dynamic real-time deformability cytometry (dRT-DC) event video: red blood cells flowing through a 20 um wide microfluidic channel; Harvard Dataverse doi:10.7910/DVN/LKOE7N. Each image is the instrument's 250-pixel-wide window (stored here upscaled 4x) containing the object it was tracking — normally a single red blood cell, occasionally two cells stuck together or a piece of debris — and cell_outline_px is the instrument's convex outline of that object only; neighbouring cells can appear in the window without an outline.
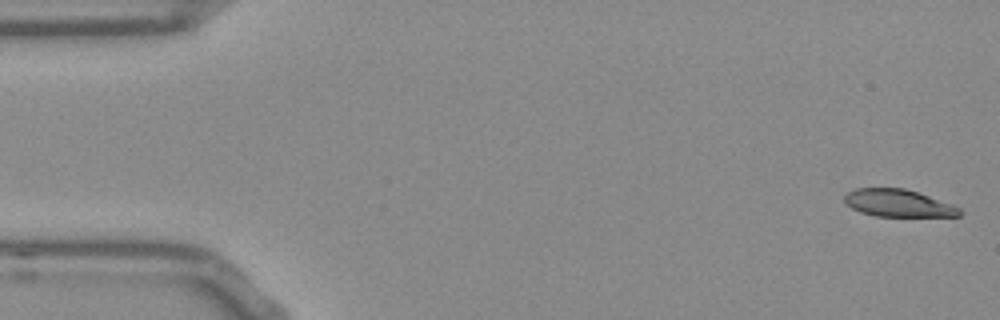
{"species": "Egyptian fruit bat (a non-hibernating species)", "species_latin": "Rousettus aegyptiacus", "temperature_condition": "room temperature", "stored_images_in_passage": 53, "camera_frame_rate_fps": 3000, "um_per_image_px": 0.085, "frame": {"image": 1, "passage_image": 1, "time_ms": 0.0, "image_size_px": [1000, 320], "cell_outline_px": [[964, 212], [960, 216], [876, 216], [860, 212], [844, 204], [844, 196], [848, 192], [856, 188], [904, 188], [952, 204], [960, 208]], "centroid_in_image_um": [76.34, 17.27], "position_along_channel_um": 8.7, "area_um2": 18.32}}
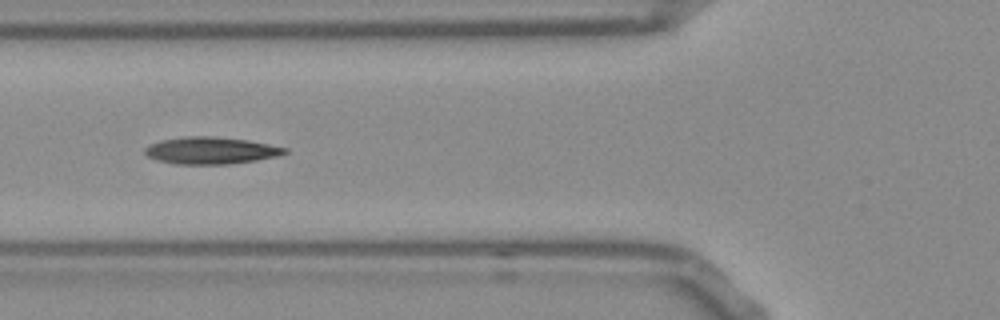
{"frame": {"image": 2, "passage_image": 19, "time_ms": 6.0, "image_size_px": [1000, 320], "cell_outline_px": [[288, 152], [276, 156], [256, 160], [228, 164], [176, 164], [156, 160], [148, 156], [144, 152], [144, 148], [148, 144], [160, 140], [184, 136], [216, 136], [248, 140], [288, 148]], "centroid_in_image_um": [17.88, 12.78], "position_along_channel_um": 107.9, "area_um2": 22.14}}
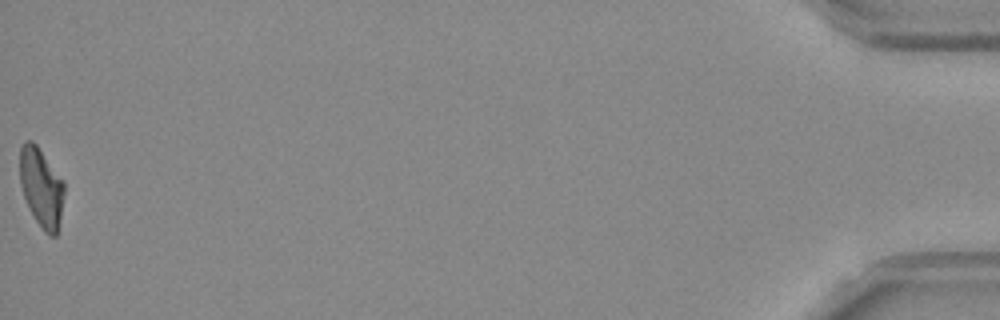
{"frame": {"image": 3, "passage_image": 53, "time_ms": 17.333, "image_size_px": [1000, 320], "cell_outline_px": [[64, 192], [60, 216], [56, 236], [48, 236], [44, 232], [36, 220], [24, 196], [20, 184], [20, 148], [28, 140], [32, 140], [36, 144], [64, 180]], "centroid_in_image_um": [3.52, 15.92], "position_along_channel_um": 431.7, "area_um2": 20.17}, "authors_computed_cell_mechanics": {"area_um2": 21.097, "velocity_mm_per_s": 3.7854, "shape_relaxation_time_tau1_ms": null, "shape_relaxation_time_tau2_ms": 3.4715, "deformation_change_tau1": null, "deformation_change_tau2": 0.1155}}